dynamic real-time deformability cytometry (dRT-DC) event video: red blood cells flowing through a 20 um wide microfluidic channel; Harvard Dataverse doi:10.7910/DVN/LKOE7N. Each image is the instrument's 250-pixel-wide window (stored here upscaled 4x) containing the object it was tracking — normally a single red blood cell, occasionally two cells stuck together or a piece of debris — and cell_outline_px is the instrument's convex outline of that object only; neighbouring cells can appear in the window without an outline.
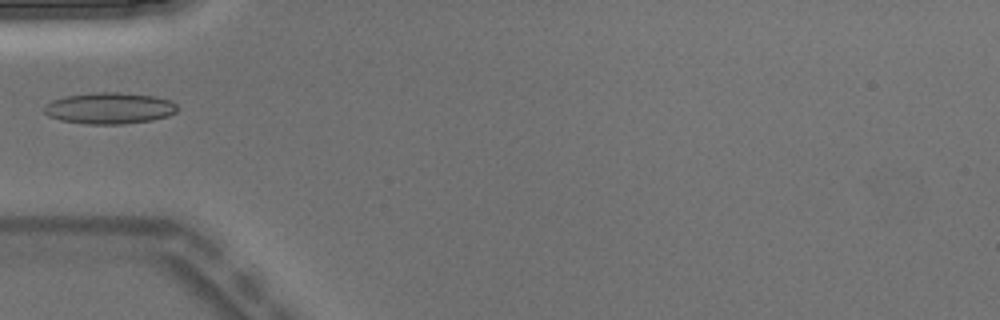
{"species": "Egyptian fruit bat (a non-hibernating species)", "species_latin": "Rousettus aegyptiacus", "temperature_condition": "warm", "stored_images_in_passage": 4, "camera_frame_rate_fps": 3000, "um_per_image_px": 0.085, "animal": {"sex": "male"}, "frame": {"image": 1, "passage_image": 3, "time_ms": 0.667, "image_size_px": [1000, 320], "cell_outline_px": [[180, 108], [176, 112], [168, 116], [152, 120], [124, 124], [88, 124], [60, 120], [48, 116], [44, 112], [44, 104], [52, 100], [68, 96], [96, 92], [116, 92], [152, 96], [168, 100], [176, 104]], "centroid_in_image_um": [9.3, 9.2], "position_along_channel_um": 75.7, "area_um2": 24.28}}